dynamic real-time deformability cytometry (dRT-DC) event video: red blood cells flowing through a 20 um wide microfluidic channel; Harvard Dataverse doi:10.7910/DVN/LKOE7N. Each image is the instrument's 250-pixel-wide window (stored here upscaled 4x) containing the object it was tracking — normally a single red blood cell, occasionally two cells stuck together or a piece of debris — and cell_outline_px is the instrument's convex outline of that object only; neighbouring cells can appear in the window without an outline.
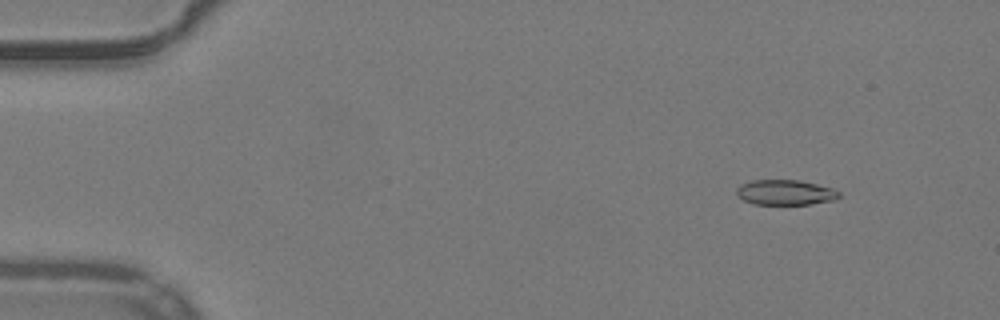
{"species": "common noctule bat (a hibernating species)", "species_latin": "Nyctalus noctula", "temperature_condition": "warm", "stored_images_in_passage": 53, "camera_frame_rate_fps": 3000, "um_per_image_px": 0.085, "animal": {"sex": "male", "body_mass_g": 19.2, "forearm_length_mm": 51.8}, "frame": {"image": 1, "passage_image": 6, "time_ms": 1.667, "image_size_px": [1000, 320], "cell_outline_px": [[840, 196], [836, 200], [812, 204], [752, 204], [736, 196], [736, 188], [740, 184], [752, 180], [800, 180], [832, 188], [840, 192]], "centroid_in_image_um": [66.74, 16.36], "position_along_channel_um": 18.3, "area_um2": 15.2}}
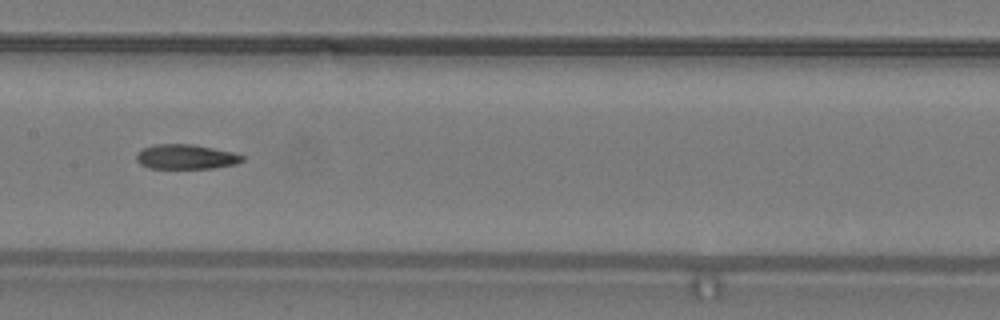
{"frame": {"image": 2, "passage_image": 27, "time_ms": 8.667, "image_size_px": [1000, 320], "cell_outline_px": [[244, 160], [236, 164], [212, 168], [148, 168], [140, 164], [136, 160], [136, 152], [144, 148], [156, 144], [192, 144], [232, 152], [244, 156]], "centroid_in_image_um": [15.78, 13.33], "position_along_channel_um": 191.6, "area_um2": 15.2}}
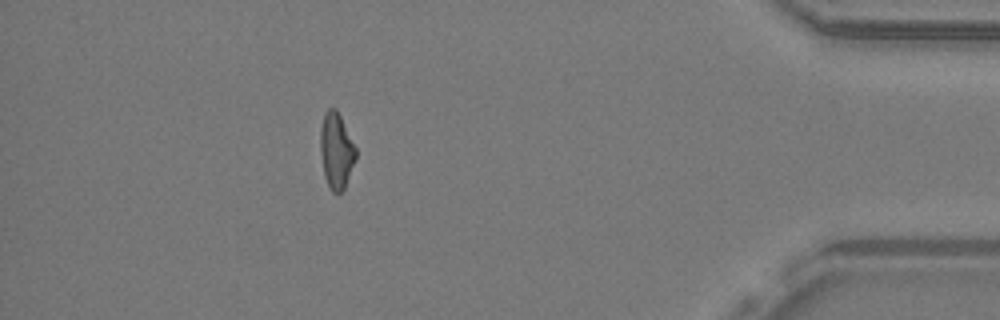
{"frame": {"image": 3, "passage_image": 47, "time_ms": 15.333, "image_size_px": [1000, 320], "cell_outline_px": [[356, 160], [344, 188], [340, 192], [332, 192], [324, 176], [320, 152], [320, 128], [324, 112], [328, 108], [336, 108], [356, 148]], "centroid_in_image_um": [28.57, 12.79], "position_along_channel_um": 406.6, "area_um2": 15.66}, "authors_computed_cell_mechanics": {"area_um2": 15.8372, "velocity_mm_per_s": 3.9742, "shape_relaxation_time_tau1_ms": null, "shape_relaxation_time_tau2_ms": 3.3921, "deformation_change_tau1": null, "deformation_change_tau2": 0.1157}}